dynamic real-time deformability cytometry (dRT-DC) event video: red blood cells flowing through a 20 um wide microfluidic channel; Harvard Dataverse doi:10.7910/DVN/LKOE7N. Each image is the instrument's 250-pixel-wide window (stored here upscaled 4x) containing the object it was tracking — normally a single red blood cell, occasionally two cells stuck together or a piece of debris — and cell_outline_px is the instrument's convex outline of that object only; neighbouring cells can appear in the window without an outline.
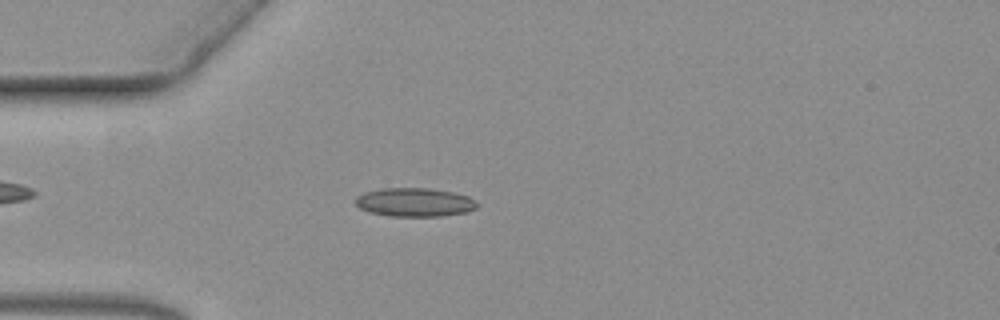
{"species": "common noctule bat (a hibernating species)", "species_latin": "Nyctalus noctula", "temperature_condition": "warm", "stored_images_in_passage": 51, "camera_frame_rate_fps": 3000, "um_per_image_px": 0.085, "animal": {"sex": "female", "body_mass_g": 19.3, "forearm_length_mm": 54.1}, "frame": {"image": 1, "passage_image": 8, "time_ms": 2.333, "image_size_px": [1000, 320], "cell_outline_px": [[480, 204], [476, 208], [468, 212], [440, 216], [388, 216], [368, 212], [360, 208], [356, 204], [356, 196], [364, 192], [380, 188], [428, 188], [452, 192], [468, 196], [476, 200]], "centroid_in_image_um": [35.25, 17.19], "position_along_channel_um": 49.7, "area_um2": 20.52}}
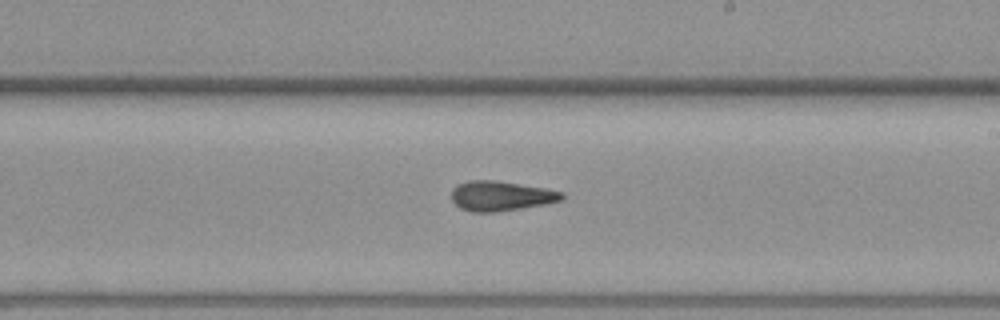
{"frame": {"image": 2, "passage_image": 26, "time_ms": 8.333, "image_size_px": [1000, 320], "cell_outline_px": [[564, 196], [560, 200], [544, 204], [496, 212], [472, 212], [460, 208], [452, 200], [452, 188], [456, 184], [468, 180], [492, 180], [544, 188], [564, 192]], "centroid_in_image_um": [42.52, 16.65], "position_along_channel_um": 246.5, "area_um2": 19.02}}
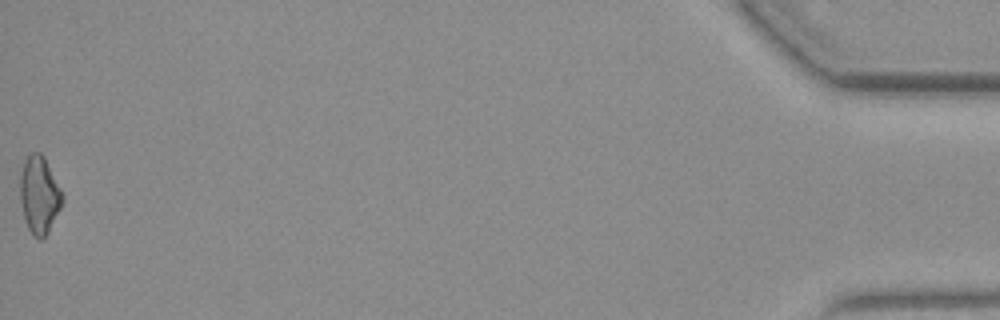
{"frame": {"image": 3, "passage_image": 51, "time_ms": 16.667, "image_size_px": [1000, 320], "cell_outline_px": [[64, 196], [60, 208], [48, 232], [40, 240], [32, 236], [28, 228], [24, 216], [20, 200], [20, 176], [24, 160], [32, 152], [40, 152], [44, 156]], "centroid_in_image_um": [3.33, 16.56], "position_along_channel_um": 431.9, "area_um2": 18.9}}